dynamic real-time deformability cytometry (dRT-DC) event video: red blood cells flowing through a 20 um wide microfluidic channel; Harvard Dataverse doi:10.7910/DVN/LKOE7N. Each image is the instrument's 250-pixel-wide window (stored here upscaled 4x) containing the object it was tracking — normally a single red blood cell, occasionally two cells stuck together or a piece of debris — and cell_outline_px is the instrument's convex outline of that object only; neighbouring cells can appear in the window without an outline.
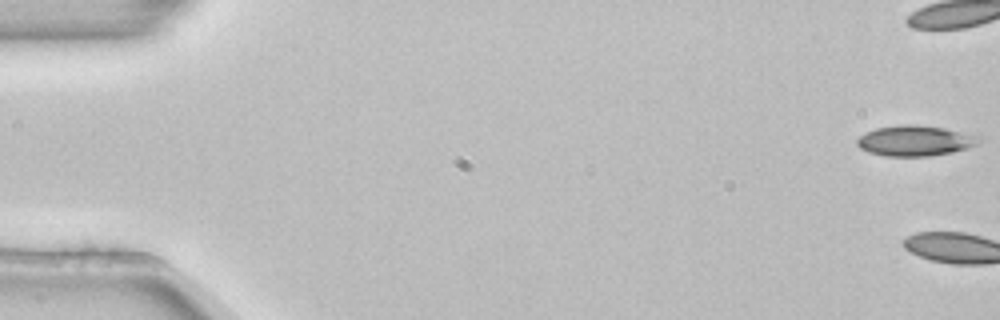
{"species": "common noctule bat (a hibernating species)", "species_latin": "Nyctalus noctula", "temperature_condition": "room temperature", "stored_images_in_passage": 5, "camera_frame_rate_fps": 3000, "um_per_image_px": 0.085, "animal": {"sex": "female", "body_mass_g": 22.7, "forearm_length_mm": 54.2}, "frame": {"image": 1, "passage_image": 1, "time_ms": 0.0, "image_size_px": [1000, 320], "cell_outline_px": [[984, 140], [968, 148], [952, 152], [928, 156], [884, 156], [868, 152], [860, 148], [856, 144], [856, 140], [864, 132], [876, 128], [904, 124], [916, 124], [944, 128], [980, 136]], "centroid_in_image_um": [77.77, 11.96], "position_along_channel_um": 7.2, "area_um2": 21.79}}